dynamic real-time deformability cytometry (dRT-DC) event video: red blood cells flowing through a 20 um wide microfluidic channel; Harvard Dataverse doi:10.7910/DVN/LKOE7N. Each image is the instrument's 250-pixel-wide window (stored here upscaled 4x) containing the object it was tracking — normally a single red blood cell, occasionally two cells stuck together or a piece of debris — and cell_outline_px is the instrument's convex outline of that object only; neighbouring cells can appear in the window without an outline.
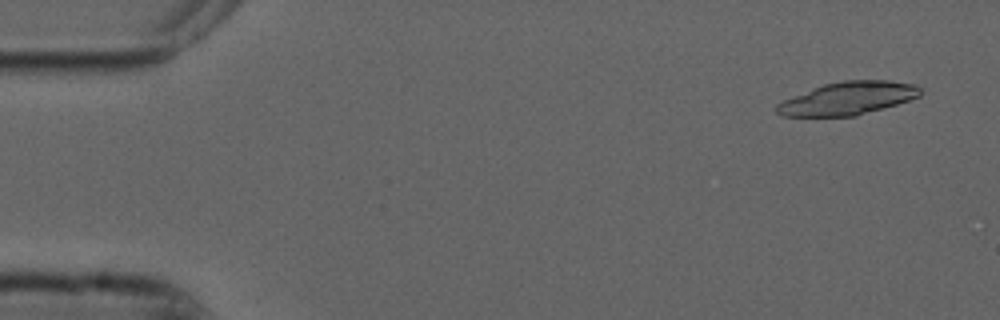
{"species": "common noctule bat (a hibernating species)", "species_latin": "Nyctalus noctula", "temperature_condition": "cold", "stored_images_in_passage": 13, "camera_frame_rate_fps": 3000, "um_per_image_px": 0.085, "animal": {"sex": "male", "forearm_length_mm": 52.5}, "frame": {"image": 1, "passage_image": 3, "time_ms": 0.667, "image_size_px": [1000, 320], "cell_outline_px": [[924, 92], [920, 96], [896, 104], [856, 116], [784, 116], [776, 112], [776, 104], [784, 100], [812, 88], [824, 84], [844, 80], [888, 80], [916, 84]], "centroid_in_image_um": [72.1, 8.35], "position_along_channel_um": 12.9, "area_um2": 27.46}}